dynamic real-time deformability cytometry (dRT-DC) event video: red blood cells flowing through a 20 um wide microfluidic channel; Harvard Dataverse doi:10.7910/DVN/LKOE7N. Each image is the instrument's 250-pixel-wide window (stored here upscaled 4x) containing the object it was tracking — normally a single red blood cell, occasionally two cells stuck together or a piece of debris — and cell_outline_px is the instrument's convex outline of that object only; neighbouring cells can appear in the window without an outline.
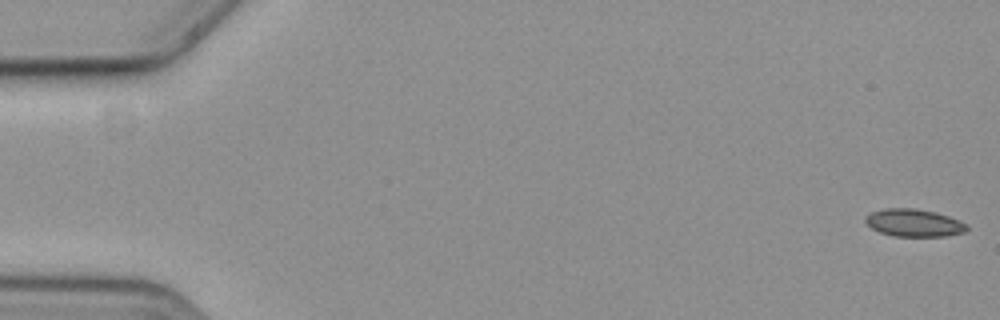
{"species": "common noctule bat (a hibernating species)", "species_latin": "Nyctalus noctula", "temperature_condition": "cold", "stored_images_in_passage": 55, "camera_frame_rate_fps": 3000, "um_per_image_px": 0.085, "animal": {"sex": "female", "body_mass_g": 19.3, "forearm_length_mm": 54.1}, "frame": {"image": 1, "passage_image": 1, "time_ms": 0.0, "image_size_px": [1000, 320], "cell_outline_px": [[968, 228], [964, 232], [944, 236], [892, 236], [880, 232], [872, 228], [864, 220], [864, 216], [872, 212], [888, 208], [916, 208], [948, 216], [960, 220], [968, 224]], "centroid_in_image_um": [77.68, 18.94], "position_along_channel_um": 7.3, "area_um2": 16.18}}
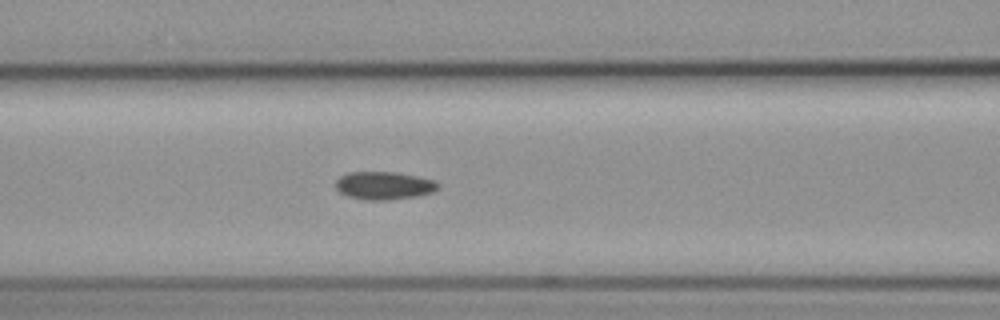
{"frame": {"image": 2, "passage_image": 25, "time_ms": 8.0, "image_size_px": [1000, 320], "cell_outline_px": [[440, 188], [432, 192], [416, 196], [388, 200], [364, 200], [348, 196], [340, 192], [336, 188], [336, 180], [340, 176], [348, 172], [396, 172], [436, 180], [440, 184]], "centroid_in_image_um": [32.66, 15.77], "position_along_channel_um": 133.9, "area_um2": 16.76}}
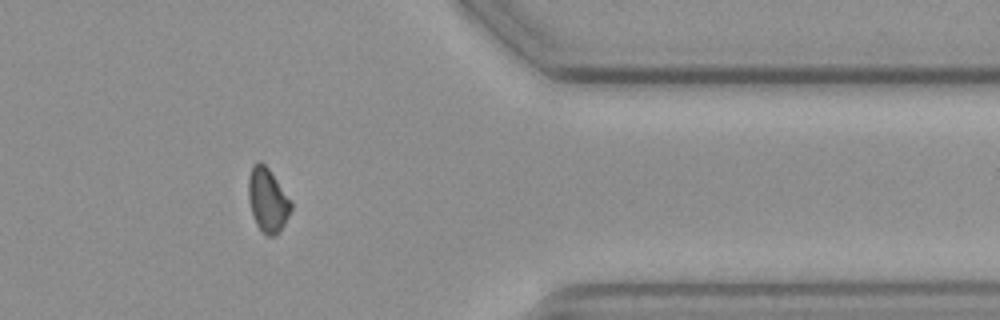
{"frame": {"image": 3, "passage_image": 48, "time_ms": 15.667, "image_size_px": [1000, 320], "cell_outline_px": [[292, 208], [280, 232], [276, 236], [268, 236], [256, 224], [252, 216], [248, 200], [248, 176], [252, 164], [260, 160], [268, 168], [292, 200]], "centroid_in_image_um": [22.74, 16.99], "position_along_channel_um": 388.7, "area_um2": 16.13}}